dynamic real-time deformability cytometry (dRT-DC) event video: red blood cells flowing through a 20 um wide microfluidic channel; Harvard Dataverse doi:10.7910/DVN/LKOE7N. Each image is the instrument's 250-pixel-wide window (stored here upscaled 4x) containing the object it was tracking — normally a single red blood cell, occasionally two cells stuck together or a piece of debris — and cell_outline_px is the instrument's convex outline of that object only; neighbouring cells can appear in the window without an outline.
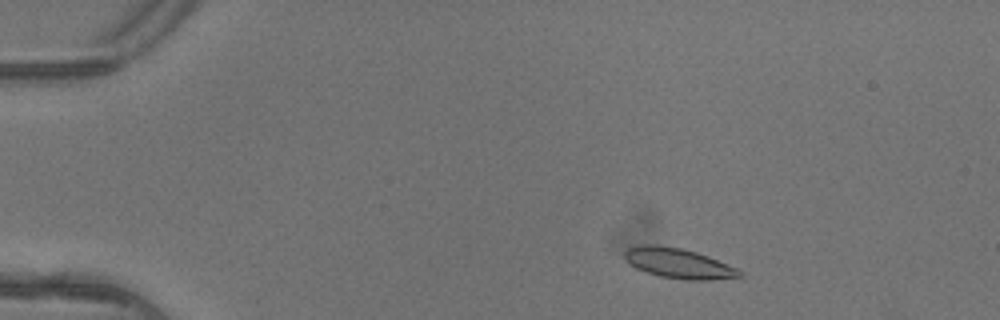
{"species": "common noctule bat (a hibernating species)", "species_latin": "Nyctalus noctula", "temperature_condition": "warm", "stored_images_in_passage": 4, "camera_frame_rate_fps": 3000, "um_per_image_px": 0.085, "animal": {"sex": "female"}, "frame": {"image": 1, "passage_image": 2, "time_ms": 0.333, "image_size_px": [1000, 320], "cell_outline_px": [[744, 276], [712, 280], [688, 280], [660, 276], [636, 268], [624, 260], [624, 252], [628, 248], [640, 244], [656, 244], [680, 248], [696, 252], [708, 256], [736, 268], [744, 272]], "centroid_in_image_um": [57.66, 22.37], "position_along_channel_um": 27.3, "area_um2": 20.17}}